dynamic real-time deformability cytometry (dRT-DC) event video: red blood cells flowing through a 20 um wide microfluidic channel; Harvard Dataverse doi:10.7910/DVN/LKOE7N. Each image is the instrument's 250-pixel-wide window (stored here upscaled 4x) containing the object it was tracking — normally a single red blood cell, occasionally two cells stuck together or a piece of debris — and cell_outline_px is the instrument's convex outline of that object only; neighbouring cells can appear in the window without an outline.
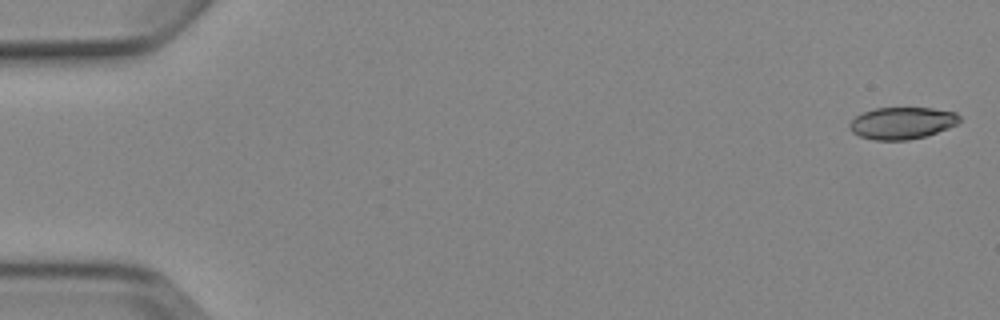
{"species": "Egyptian fruit bat (a non-hibernating species)", "species_latin": "Rousettus aegyptiacus", "temperature_condition": "cold", "stored_images_in_passage": 7, "camera_frame_rate_fps": 3000, "um_per_image_px": 0.085, "animal": {"sex": "female"}, "frame": {"image": 1, "passage_image": 1, "time_ms": 0.0, "image_size_px": [1000, 320], "cell_outline_px": [[960, 120], [956, 124], [948, 128], [924, 136], [908, 140], [872, 140], [860, 136], [852, 132], [848, 124], [856, 116], [864, 112], [876, 108], [932, 108], [956, 112], [960, 116]], "centroid_in_image_um": [76.67, 10.46], "position_along_channel_um": 8.3, "area_um2": 20.35}}
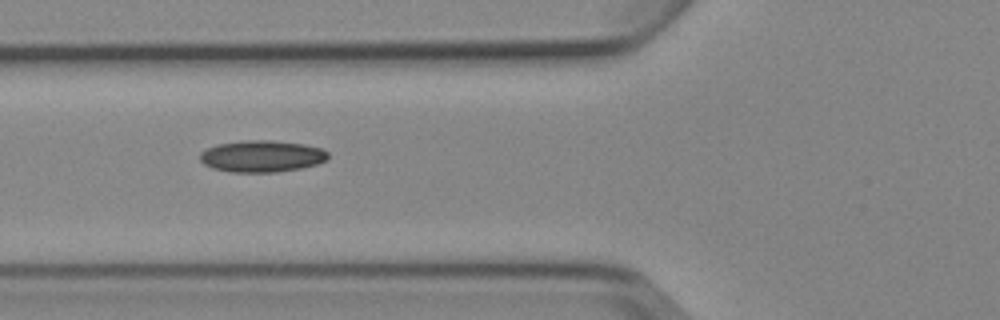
{"frame": {"image": 2, "passage_image": 6, "time_ms": 6.333, "image_size_px": [1000, 320], "cell_outline_px": [[328, 160], [316, 164], [300, 168], [276, 172], [232, 172], [212, 168], [204, 164], [200, 160], [200, 152], [216, 144], [248, 140], [272, 140], [304, 144], [320, 148], [328, 152]], "centroid_in_image_um": [22.25, 13.28], "position_along_channel_um": 103.6, "area_um2": 23.64}}
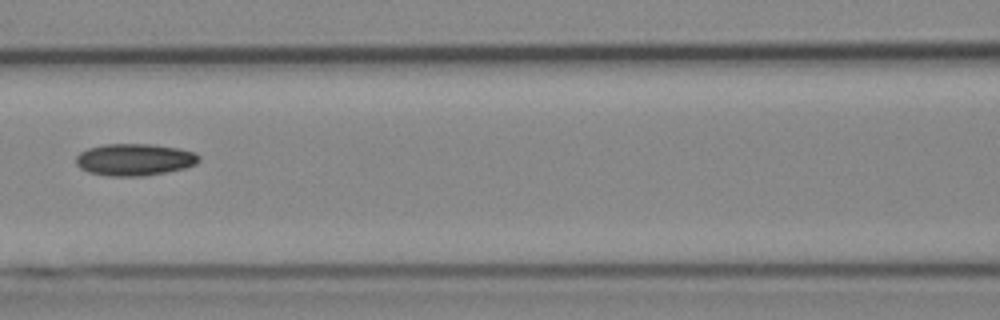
{"frame": {"image": 3, "passage_image": 7, "time_ms": 7.667, "image_size_px": [1000, 320], "cell_outline_px": [[200, 160], [196, 164], [184, 168], [168, 172], [144, 176], [108, 176], [88, 172], [80, 168], [76, 164], [76, 156], [80, 152], [88, 148], [104, 144], [152, 144], [180, 148], [192, 152], [200, 156]], "centroid_in_image_um": [11.43, 13.57], "position_along_channel_um": 155.2, "area_um2": 23.06}}